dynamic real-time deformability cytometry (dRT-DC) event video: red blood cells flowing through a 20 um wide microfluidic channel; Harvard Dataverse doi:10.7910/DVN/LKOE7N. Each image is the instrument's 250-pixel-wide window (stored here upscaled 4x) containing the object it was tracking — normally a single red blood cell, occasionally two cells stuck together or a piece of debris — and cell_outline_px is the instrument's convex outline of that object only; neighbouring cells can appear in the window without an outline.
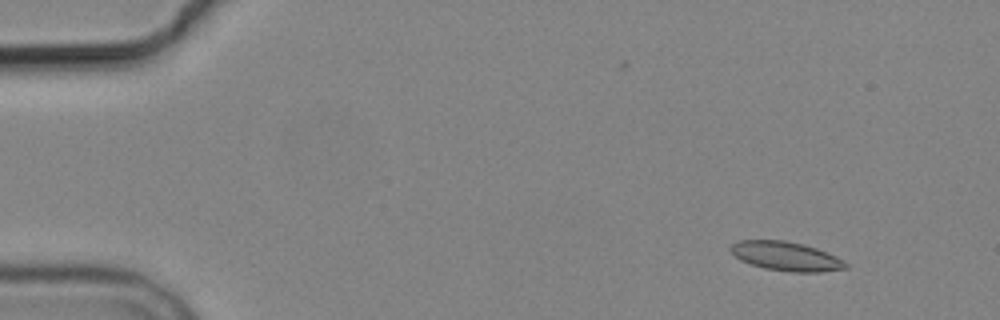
{"species": "common noctule bat (a hibernating species)", "species_latin": "Nyctalus noctula", "temperature_condition": "cold", "stored_images_in_passage": 10, "camera_frame_rate_fps": 3000, "um_per_image_px": 0.085, "animal": {"sex": "male", "body_mass_g": 19.2, "forearm_length_mm": 51.8}, "frame": {"image": 1, "passage_image": 2, "time_ms": 1.333, "image_size_px": [1000, 320], "cell_outline_px": [[848, 268], [820, 272], [792, 272], [764, 268], [740, 260], [728, 248], [736, 240], [784, 240], [804, 244], [816, 248], [836, 256], [844, 260], [848, 264]], "centroid_in_image_um": [66.82, 21.77], "position_along_channel_um": 18.2, "area_um2": 19.54}}
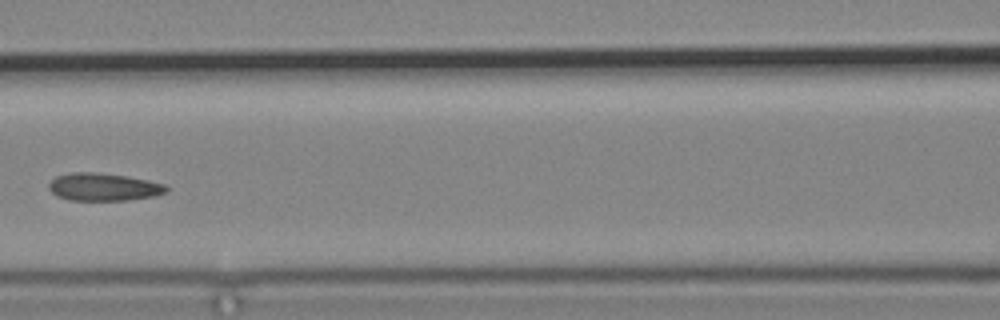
{"frame": {"image": 2, "passage_image": 7, "time_ms": 8.0, "image_size_px": [1000, 320], "cell_outline_px": [[168, 192], [156, 196], [128, 200], [68, 200], [56, 196], [48, 188], [48, 184], [56, 176], [72, 172], [96, 172], [124, 176], [148, 180], [164, 184], [168, 188]], "centroid_in_image_um": [8.8, 15.9], "position_along_channel_um": 157.8, "area_um2": 19.02}}
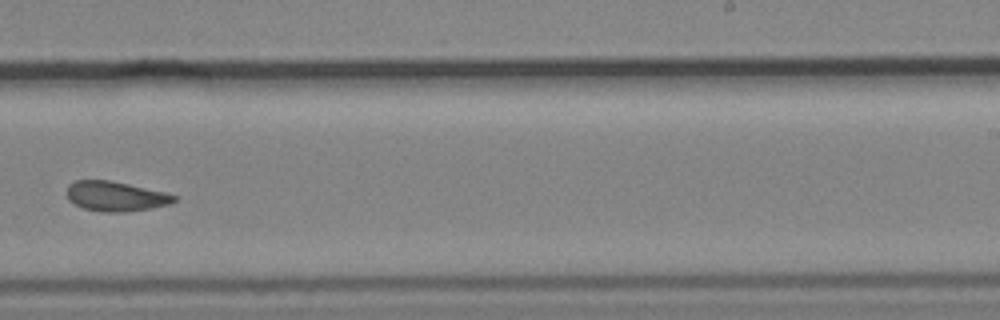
{"frame": {"image": 3, "passage_image": 10, "time_ms": 11.333, "image_size_px": [1000, 320], "cell_outline_px": [[176, 200], [168, 204], [148, 208], [124, 212], [100, 212], [84, 208], [68, 200], [64, 192], [68, 184], [76, 180], [108, 180], [128, 184], [164, 192], [176, 196]], "centroid_in_image_um": [9.74, 16.68], "position_along_channel_um": 279.3, "area_um2": 18.55}}